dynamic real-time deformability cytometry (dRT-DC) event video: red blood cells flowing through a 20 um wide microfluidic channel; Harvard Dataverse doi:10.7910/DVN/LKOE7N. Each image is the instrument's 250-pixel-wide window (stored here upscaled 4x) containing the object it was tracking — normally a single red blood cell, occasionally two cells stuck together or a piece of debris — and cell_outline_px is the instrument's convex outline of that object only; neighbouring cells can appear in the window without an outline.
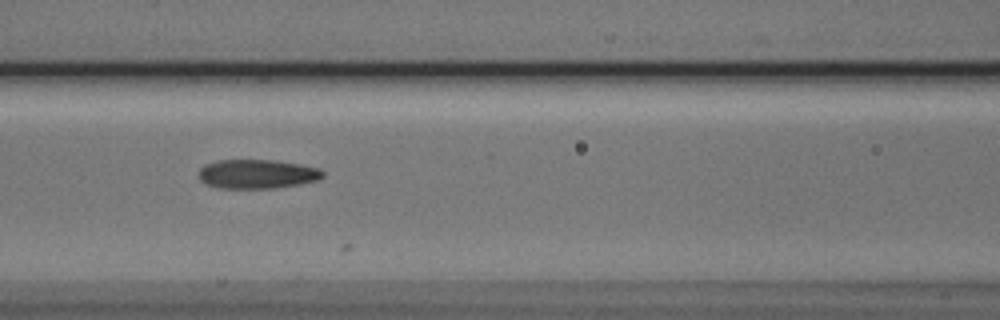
{"species": "Egyptian fruit bat (a non-hibernating species)", "species_latin": "Rousettus aegyptiacus", "temperature_condition": "cold", "stored_images_in_passage": 14, "camera_frame_rate_fps": 3000, "um_per_image_px": 0.085, "animal": {"sex": "male"}, "frame": {"image": 1, "passage_image": 10, "time_ms": 3.0, "image_size_px": [1000, 320], "cell_outline_px": [[324, 176], [316, 180], [296, 184], [272, 188], [216, 188], [204, 184], [200, 180], [200, 168], [204, 164], [216, 160], [272, 160], [300, 164], [320, 168], [324, 172]], "centroid_in_image_um": [21.81, 14.78], "position_along_channel_um": 144.8, "area_um2": 21.04}}
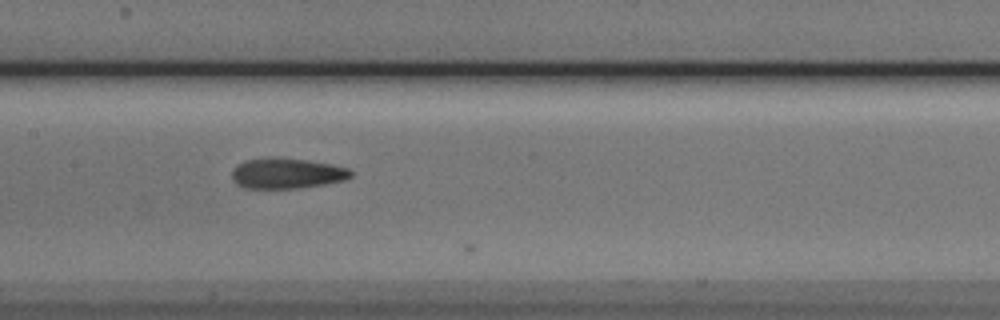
{"frame": {"image": 2, "passage_image": 13, "time_ms": 4.0, "image_size_px": [1000, 320], "cell_outline_px": [[352, 176], [344, 180], [324, 184], [300, 188], [244, 188], [236, 184], [232, 180], [232, 172], [240, 164], [248, 160], [308, 160], [332, 164], [348, 168], [352, 172]], "centroid_in_image_um": [24.44, 14.78], "position_along_channel_um": 183.0, "area_um2": 20.29}}